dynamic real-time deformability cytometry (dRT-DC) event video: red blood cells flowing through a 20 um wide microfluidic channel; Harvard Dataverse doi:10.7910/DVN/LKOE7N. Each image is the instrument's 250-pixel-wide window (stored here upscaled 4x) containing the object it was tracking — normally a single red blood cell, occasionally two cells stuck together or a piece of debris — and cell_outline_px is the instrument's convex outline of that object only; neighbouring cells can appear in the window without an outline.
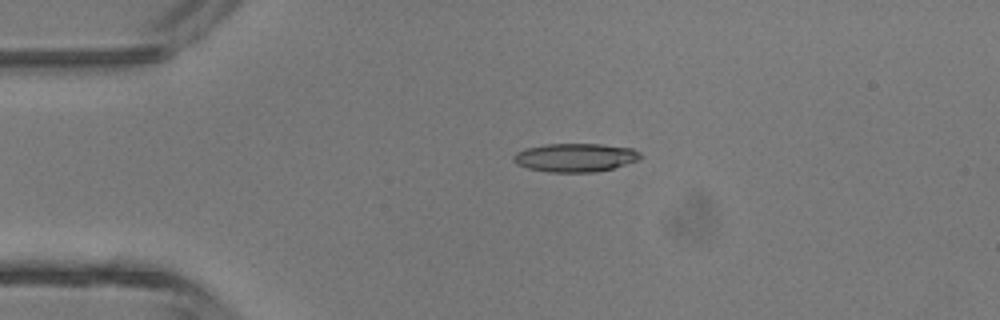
{"species": "common noctule bat (a hibernating species)", "species_latin": "Nyctalus noctula", "temperature_condition": "room temperature", "stored_images_in_passage": 3, "camera_frame_rate_fps": 3000, "um_per_image_px": 0.085, "animal": {"sex": "male", "body_mass_g": 13.3}, "frame": {"image": 1, "passage_image": 2, "time_ms": 2.0, "image_size_px": [1000, 320], "cell_outline_px": [[640, 160], [612, 168], [596, 172], [548, 172], [528, 168], [516, 164], [512, 160], [512, 156], [516, 152], [524, 148], [548, 144], [600, 144], [632, 148], [640, 152]], "centroid_in_image_um": [48.87, 13.39], "position_along_channel_um": 36.1, "area_um2": 21.15}}